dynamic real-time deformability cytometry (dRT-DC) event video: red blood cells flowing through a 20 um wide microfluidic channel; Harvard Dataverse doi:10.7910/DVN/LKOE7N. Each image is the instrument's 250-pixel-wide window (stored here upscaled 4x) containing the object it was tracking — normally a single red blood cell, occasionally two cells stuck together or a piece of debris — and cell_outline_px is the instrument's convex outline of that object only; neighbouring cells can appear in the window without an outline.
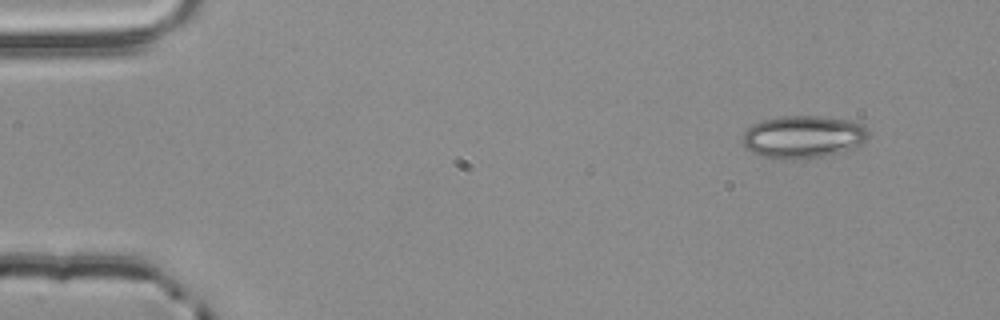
{"species": "common noctule bat (a hibernating species)", "species_latin": "Nyctalus noctula", "temperature_condition": "room temperature", "stored_images_in_passage": 50, "camera_frame_rate_fps": 3000, "um_per_image_px": 0.085, "animal": {"sex": "male", "body_mass_g": 20.4}, "frame": {"image": 1, "passage_image": 1, "time_ms": 0.0, "image_size_px": [1000, 320], "cell_outline_px": [[872, 136], [860, 144], [824, 156], [764, 156], [752, 152], [744, 144], [744, 132], [752, 124], [764, 120], [780, 116], [824, 116], [848, 120], [864, 124]], "centroid_in_image_um": [68.33, 11.56], "position_along_channel_um": 16.7, "area_um2": 30.11}}
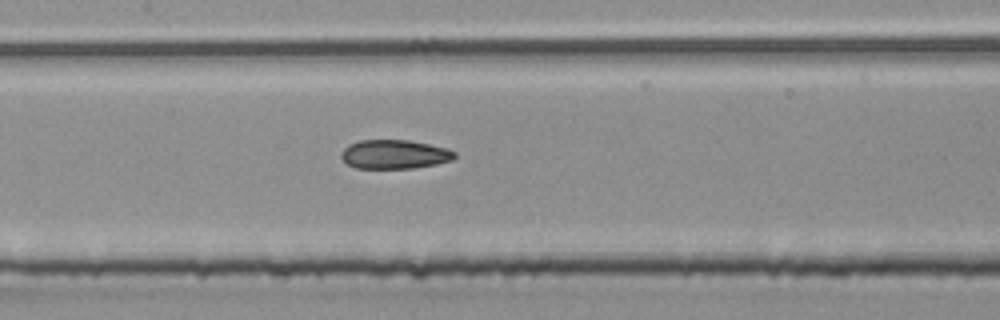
{"frame": {"image": 2, "passage_image": 22, "time_ms": 7.0, "image_size_px": [1000, 320], "cell_outline_px": [[456, 156], [452, 160], [436, 164], [412, 168], [356, 168], [348, 164], [340, 156], [344, 148], [348, 144], [360, 140], [408, 140], [448, 148], [456, 152]], "centroid_in_image_um": [33.54, 13.11], "position_along_channel_um": 173.9, "area_um2": 19.13}}
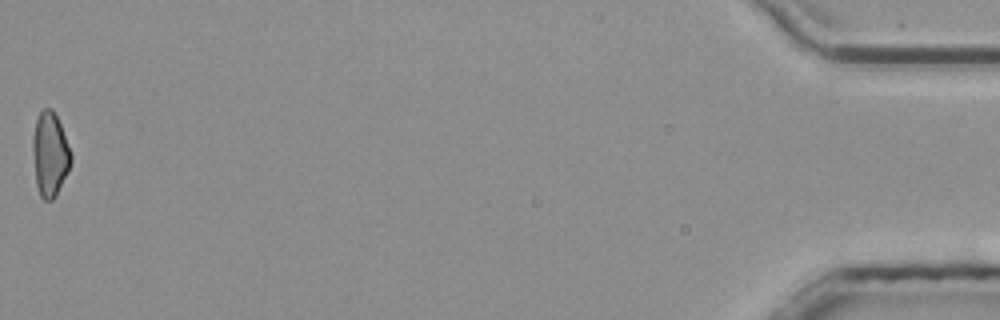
{"frame": {"image": 3, "passage_image": 50, "time_ms": 16.333, "image_size_px": [1000, 320], "cell_outline_px": [[72, 160], [68, 172], [56, 196], [52, 200], [44, 200], [40, 196], [36, 184], [32, 152], [32, 140], [36, 120], [40, 112], [44, 108], [52, 108], [60, 124], [72, 156]], "centroid_in_image_um": [4.24, 13.14], "position_along_channel_um": 431.0, "area_um2": 18.73}, "authors_computed_cell_mechanics": {"area_um2": 19.5653, "velocity_mm_per_s": 3.8766, "shape_relaxation_time_tau1_ms": null, "shape_relaxation_time_tau2_ms": 2.5732, "deformation_change_tau1": null, "deformation_change_tau2": 0.1034}}